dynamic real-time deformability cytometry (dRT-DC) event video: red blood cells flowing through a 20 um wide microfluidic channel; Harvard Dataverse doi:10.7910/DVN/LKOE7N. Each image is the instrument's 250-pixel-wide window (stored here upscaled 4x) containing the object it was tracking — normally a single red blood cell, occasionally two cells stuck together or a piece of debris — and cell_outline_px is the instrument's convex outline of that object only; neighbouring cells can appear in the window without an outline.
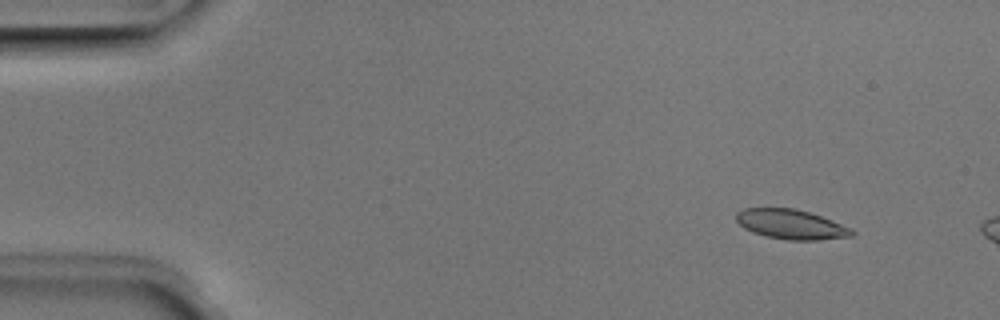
{"species": "Egyptian fruit bat (a non-hibernating species)", "species_latin": "Rousettus aegyptiacus", "temperature_condition": "room temperature", "stored_images_in_passage": 4, "camera_frame_rate_fps": 3000, "um_per_image_px": 0.085, "animal": {"sex": "male"}, "frame": {"image": 1, "passage_image": 2, "time_ms": 0.333, "image_size_px": [1000, 320], "cell_outline_px": [[856, 232], [852, 236], [820, 240], [788, 240], [764, 236], [752, 232], [744, 228], [736, 220], [736, 212], [744, 208], [792, 208], [808, 212], [832, 220], [852, 228]], "centroid_in_image_um": [67.24, 19.07], "position_along_channel_um": 17.8, "area_um2": 20.06}}